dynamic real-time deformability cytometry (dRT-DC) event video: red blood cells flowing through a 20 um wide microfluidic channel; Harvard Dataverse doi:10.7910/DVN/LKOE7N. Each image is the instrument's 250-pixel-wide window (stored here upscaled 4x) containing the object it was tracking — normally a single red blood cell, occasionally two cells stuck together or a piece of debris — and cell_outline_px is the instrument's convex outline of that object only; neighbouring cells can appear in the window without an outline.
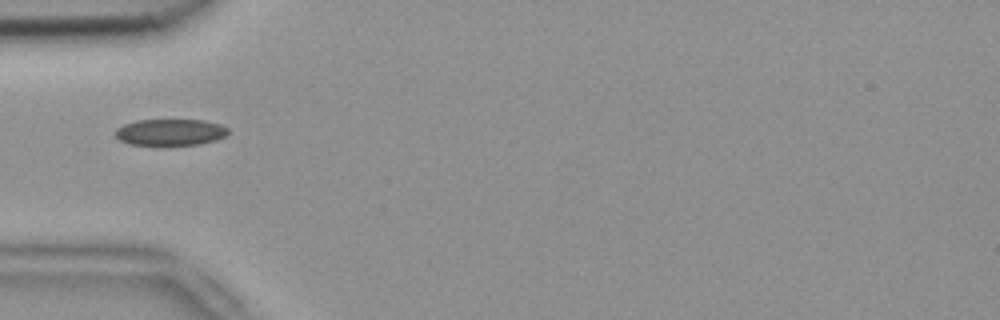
{"species": "common noctule bat (a hibernating species)", "species_latin": "Nyctalus noctula", "temperature_condition": "room temperature", "stored_images_in_passage": 1, "camera_frame_rate_fps": 3000, "um_per_image_px": 0.085, "animal": {"sex": "female", "body_mass_g": 18.4}, "frame": {"image": 1, "passage_image": 1, "time_ms": 0.0, "image_size_px": [1000, 320], "cell_outline_px": [[228, 132], [224, 136], [216, 140], [200, 144], [128, 144], [120, 140], [116, 136], [116, 128], [124, 124], [136, 120], [204, 120], [220, 124], [228, 128]], "centroid_in_image_um": [14.48, 11.22], "position_along_channel_um": 70.5, "area_um2": 17.17}}